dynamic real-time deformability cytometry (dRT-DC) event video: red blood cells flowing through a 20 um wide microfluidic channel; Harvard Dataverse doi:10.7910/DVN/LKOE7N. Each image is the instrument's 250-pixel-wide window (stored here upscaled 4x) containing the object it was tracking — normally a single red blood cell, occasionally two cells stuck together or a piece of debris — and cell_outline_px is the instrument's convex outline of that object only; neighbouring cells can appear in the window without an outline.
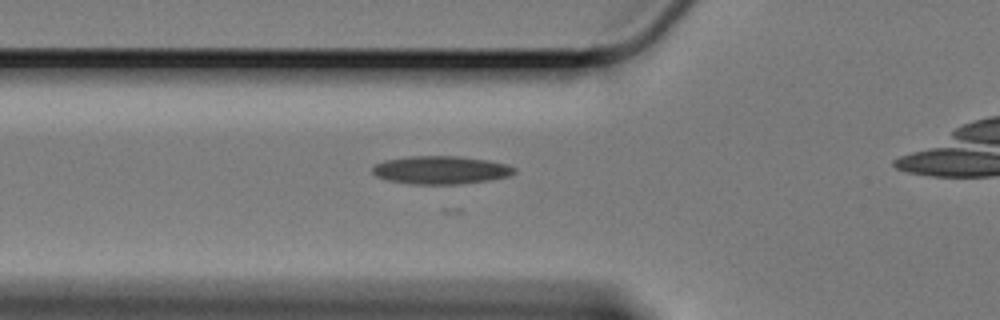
{"species": "Egyptian fruit bat (a non-hibernating species)", "species_latin": "Rousettus aegyptiacus", "temperature_condition": "cold", "stored_images_in_passage": 36, "camera_frame_rate_fps": 3000, "um_per_image_px": 0.085, "animal": {"sex": "female"}, "frame": {"image": 1, "passage_image": 9, "time_ms": 2.667, "image_size_px": [1000, 320], "cell_outline_px": [[516, 172], [508, 176], [488, 180], [460, 184], [412, 184], [388, 180], [376, 176], [372, 172], [372, 168], [376, 164], [384, 160], [408, 156], [460, 156], [488, 160], [508, 164], [516, 168]], "centroid_in_image_um": [37.48, 14.44], "position_along_channel_um": 88.3, "area_um2": 23.29}}
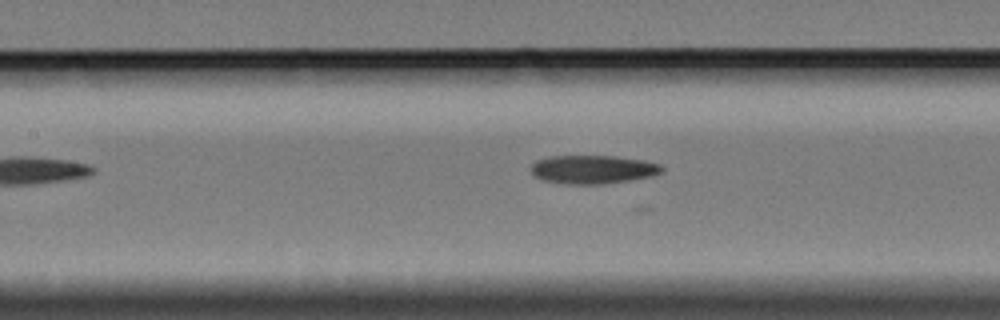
{"frame": {"image": 2, "passage_image": 15, "time_ms": 4.667, "image_size_px": [1000, 320], "cell_outline_px": [[664, 172], [652, 176], [604, 184], [564, 184], [540, 180], [528, 168], [536, 160], [548, 156], [616, 156], [644, 160], [660, 164], [664, 168]], "centroid_in_image_um": [50.38, 14.4], "position_along_channel_um": 157.0, "area_um2": 22.02}}
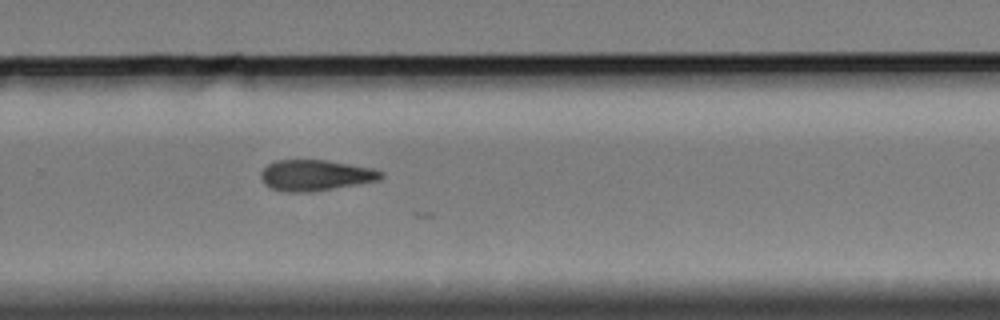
{"frame": {"image": 3, "passage_image": 28, "time_ms": 9.0, "image_size_px": [1000, 320], "cell_outline_px": [[384, 176], [380, 180], [308, 192], [288, 192], [272, 188], [264, 184], [260, 176], [260, 172], [268, 164], [276, 160], [324, 160], [372, 168], [384, 172]], "centroid_in_image_um": [26.8, 14.89], "position_along_channel_um": 303.0, "area_um2": 21.39}}